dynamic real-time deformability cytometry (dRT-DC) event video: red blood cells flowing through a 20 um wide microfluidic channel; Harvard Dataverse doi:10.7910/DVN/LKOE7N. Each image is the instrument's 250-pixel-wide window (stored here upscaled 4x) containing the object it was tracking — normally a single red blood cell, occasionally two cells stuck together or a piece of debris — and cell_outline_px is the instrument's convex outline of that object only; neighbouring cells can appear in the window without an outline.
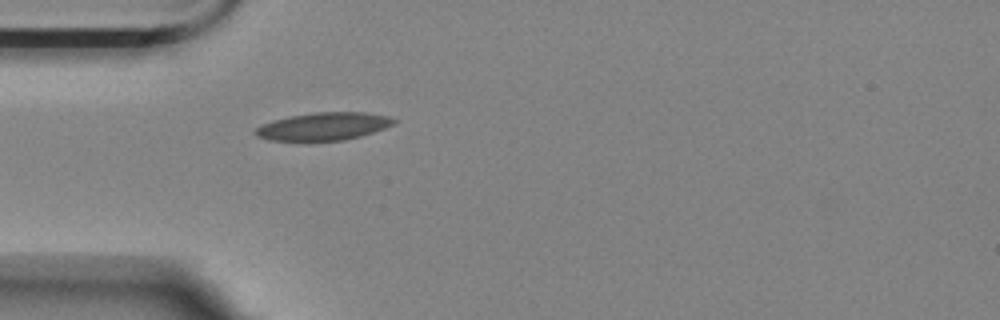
{"species": "Egyptian fruit bat (a non-hibernating species)", "species_latin": "Rousettus aegyptiacus", "temperature_condition": "room temperature", "stored_images_in_passage": 34, "camera_frame_rate_fps": 3000, "um_per_image_px": 0.085, "animal": {"sex": "female"}, "frame": {"image": 1, "passage_image": 1, "time_ms": 0.0, "image_size_px": [1000, 320], "cell_outline_px": [[396, 120], [392, 124], [384, 128], [360, 136], [344, 140], [304, 144], [268, 140], [256, 136], [252, 132], [260, 124], [272, 120], [288, 116], [312, 112], [364, 112], [388, 116]], "centroid_in_image_um": [27.36, 10.79], "position_along_channel_um": 57.6, "area_um2": 23.41}}
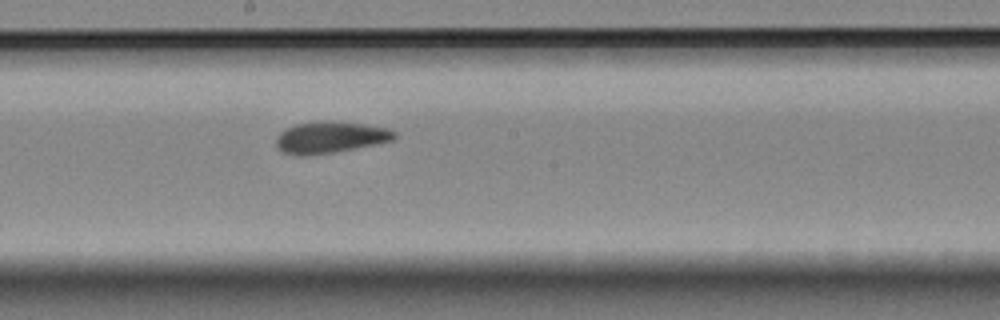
{"frame": {"image": 2, "passage_image": 15, "time_ms": 4.667, "image_size_px": [1000, 320], "cell_outline_px": [[396, 136], [392, 140], [376, 144], [336, 152], [304, 156], [296, 156], [284, 152], [276, 148], [276, 136], [280, 132], [296, 124], [328, 120], [332, 120], [388, 128], [396, 132]], "centroid_in_image_um": [28.04, 11.68], "position_along_channel_um": 220.2, "area_um2": 21.79}}
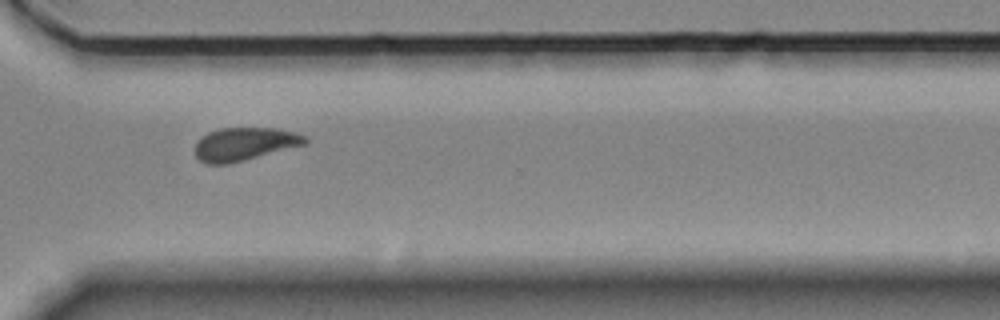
{"frame": {"image": 3, "passage_image": 26, "time_ms": 8.333, "image_size_px": [1000, 320], "cell_outline_px": [[308, 144], [228, 164], [208, 164], [200, 160], [196, 156], [196, 140], [200, 136], [208, 132], [220, 128], [276, 128], [296, 132], [308, 136]], "centroid_in_image_um": [20.82, 12.23], "position_along_channel_um": 349.8, "area_um2": 21.44}, "authors_computed_cell_mechanics": {"area_um2": 21.8195, "velocity_mm_per_s": 3.5355, "shape_relaxation_time_tau1_ms": 7.417, "shape_relaxation_time_tau2_ms": 3.4349, "deformation_change_tau1": 0.1555, "deformation_change_tau2": 0.0758}}